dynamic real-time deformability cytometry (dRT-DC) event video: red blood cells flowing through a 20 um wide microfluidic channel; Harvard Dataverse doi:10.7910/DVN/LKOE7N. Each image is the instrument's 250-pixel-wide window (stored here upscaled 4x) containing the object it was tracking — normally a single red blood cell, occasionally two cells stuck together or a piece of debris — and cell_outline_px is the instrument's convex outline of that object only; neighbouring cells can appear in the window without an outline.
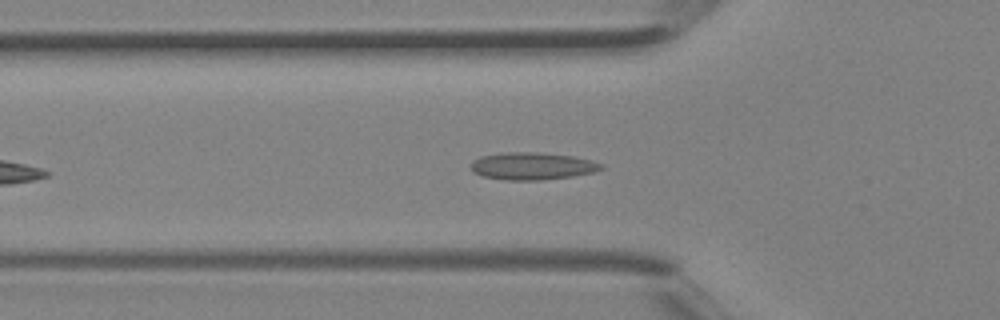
{"species": "Egyptian fruit bat (a non-hibernating species)", "species_latin": "Rousettus aegyptiacus", "temperature_condition": "room temperature", "stored_images_in_passage": 24, "camera_frame_rate_fps": 3000, "um_per_image_px": 0.085, "animal": {"sex": "female"}, "frame": {"image": 1, "passage_image": 6, "time_ms": 1.667, "image_size_px": [1000, 320], "cell_outline_px": [[604, 168], [592, 172], [572, 176], [540, 180], [504, 180], [484, 176], [472, 172], [472, 160], [480, 156], [504, 152], [536, 152], [572, 156], [592, 160], [604, 164]], "centroid_in_image_um": [45.23, 14.11], "position_along_channel_um": 80.6, "area_um2": 20.75}}
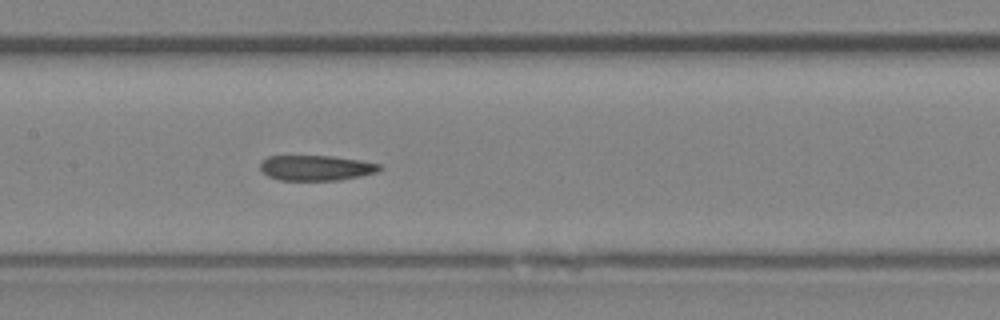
{"frame": {"image": 2, "passage_image": 12, "time_ms": 3.667, "image_size_px": [1000, 320], "cell_outline_px": [[384, 168], [376, 172], [360, 176], [340, 180], [280, 180], [268, 176], [260, 168], [260, 160], [268, 156], [332, 156], [360, 160], [380, 164]], "centroid_in_image_um": [26.87, 14.26], "position_along_channel_um": 180.5, "area_um2": 17.63}}
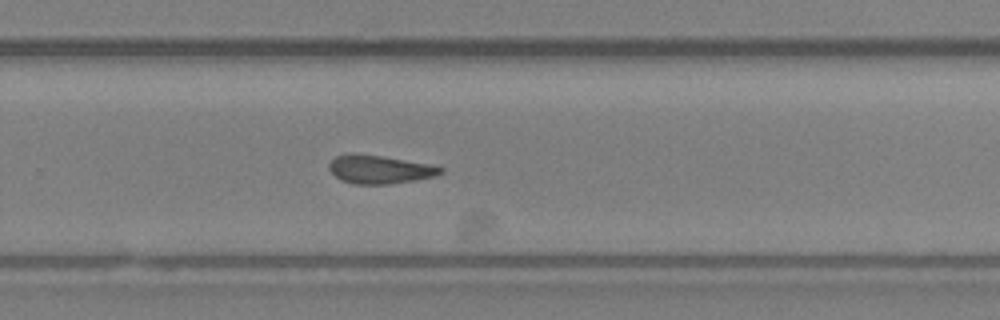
{"frame": {"image": 3, "passage_image": 19, "time_ms": 6.0, "image_size_px": [1000, 320], "cell_outline_px": [[444, 172], [436, 176], [416, 180], [388, 184], [356, 184], [340, 180], [328, 168], [328, 164], [336, 156], [348, 152], [352, 152], [380, 156], [428, 164], [444, 168]], "centroid_in_image_um": [32.24, 14.39], "position_along_channel_um": 297.6, "area_um2": 18.44}}